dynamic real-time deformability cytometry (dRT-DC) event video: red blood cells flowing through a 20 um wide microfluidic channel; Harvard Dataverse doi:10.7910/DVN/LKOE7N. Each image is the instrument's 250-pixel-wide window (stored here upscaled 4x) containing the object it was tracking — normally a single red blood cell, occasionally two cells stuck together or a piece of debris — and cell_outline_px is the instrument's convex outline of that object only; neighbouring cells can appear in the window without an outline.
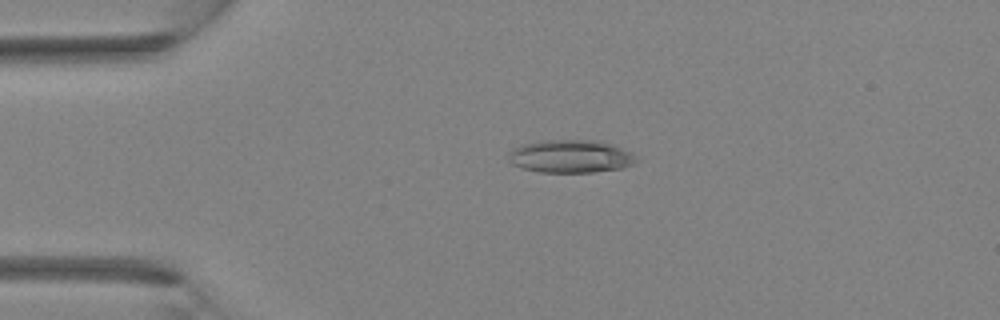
{"species": "Egyptian fruit bat (a non-hibernating species)", "species_latin": "Rousettus aegyptiacus", "temperature_condition": "room temperature", "stored_images_in_passage": 3, "camera_frame_rate_fps": 3000, "um_per_image_px": 0.085, "animal": {"sex": "female"}, "frame": {"image": 1, "passage_image": 2, "time_ms": 1.0, "image_size_px": [1000, 320], "cell_outline_px": [[640, 160], [624, 168], [592, 172], [540, 172], [524, 168], [512, 164], [508, 160], [508, 152], [512, 148], [520, 144], [544, 140], [592, 140], [612, 144], [632, 152]], "centroid_in_image_um": [48.5, 13.28], "position_along_channel_um": 36.5, "area_um2": 24.74}}
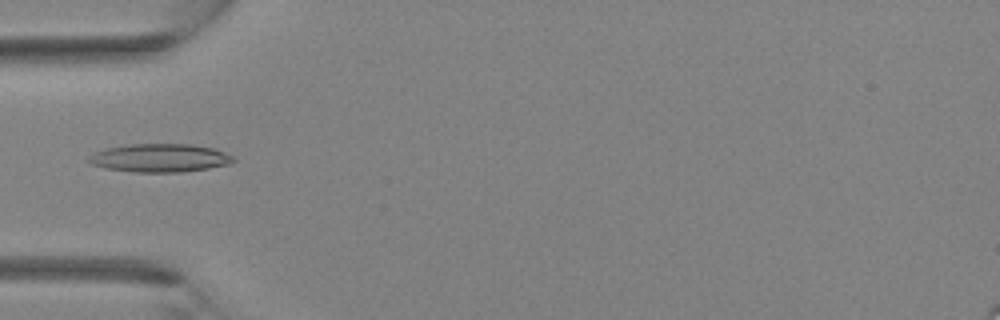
{"frame": {"image": 2, "passage_image": 3, "time_ms": 2.333, "image_size_px": [1000, 320], "cell_outline_px": [[236, 160], [228, 164], [208, 168], [180, 172], [136, 172], [104, 168], [92, 164], [88, 160], [88, 156], [92, 152], [108, 148], [128, 144], [192, 144], [212, 148], [224, 152], [232, 156]], "centroid_in_image_um": [13.56, 13.42], "position_along_channel_um": 71.4, "area_um2": 23.76}}